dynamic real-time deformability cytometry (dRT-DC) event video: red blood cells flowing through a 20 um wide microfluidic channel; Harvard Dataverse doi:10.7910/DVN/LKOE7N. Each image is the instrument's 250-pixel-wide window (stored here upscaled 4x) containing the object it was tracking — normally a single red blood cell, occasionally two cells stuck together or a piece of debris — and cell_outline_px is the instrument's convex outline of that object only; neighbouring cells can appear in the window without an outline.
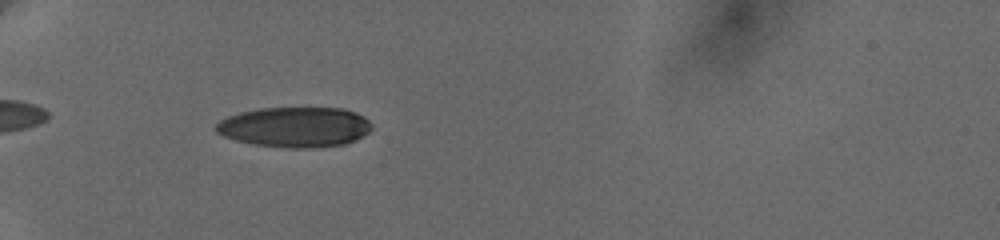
{"species": "human", "species_latin": "Homo sapiens", "temperature_condition": "cold", "stored_images_in_passage": 9, "camera_frame_rate_fps": 3000, "um_per_image_px": 0.085, "donor": {"sex": "female"}, "frame": {"image": 1, "passage_image": 6, "time_ms": 5.333, "image_size_px": [1000, 240], "cell_outline_px": [[372, 128], [364, 136], [356, 140], [344, 144], [312, 148], [284, 148], [256, 144], [236, 140], [224, 136], [216, 132], [212, 128], [220, 120], [228, 116], [240, 112], [260, 108], [344, 108], [356, 112], [364, 116], [372, 124]], "centroid_in_image_um": [25.08, 10.8], "position_along_channel_um": 59.9, "area_um2": 36.76}}
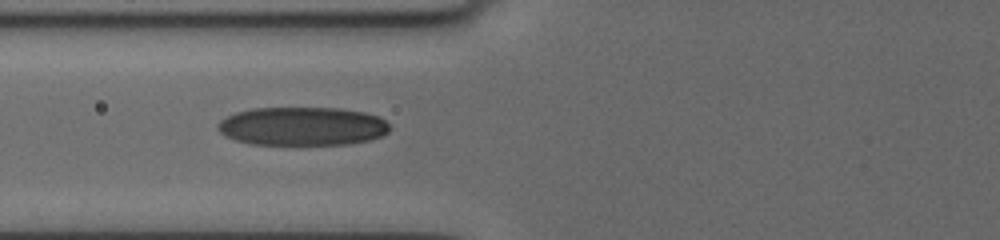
{"frame": {"image": 2, "passage_image": 8, "time_ms": 7.0, "image_size_px": [1000, 240], "cell_outline_px": [[388, 132], [380, 136], [368, 140], [348, 144], [252, 144], [236, 140], [220, 132], [216, 128], [216, 124], [220, 120], [236, 112], [252, 108], [340, 108], [364, 112], [376, 116], [384, 120], [388, 124]], "centroid_in_image_um": [25.67, 10.72], "position_along_channel_um": 100.1, "area_um2": 38.38}}
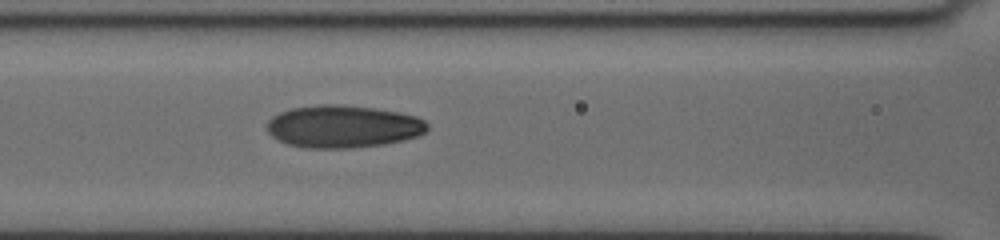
{"frame": {"image": 3, "passage_image": 9, "time_ms": 8.0, "image_size_px": [1000, 240], "cell_outline_px": [[428, 128], [424, 132], [416, 136], [404, 140], [384, 144], [348, 148], [308, 148], [288, 144], [272, 136], [268, 132], [268, 120], [272, 116], [280, 112], [292, 108], [320, 104], [340, 104], [376, 108], [400, 112], [416, 116], [424, 120], [428, 124]], "centroid_in_image_um": [29.17, 10.74], "position_along_channel_um": 137.4, "area_um2": 39.71}}